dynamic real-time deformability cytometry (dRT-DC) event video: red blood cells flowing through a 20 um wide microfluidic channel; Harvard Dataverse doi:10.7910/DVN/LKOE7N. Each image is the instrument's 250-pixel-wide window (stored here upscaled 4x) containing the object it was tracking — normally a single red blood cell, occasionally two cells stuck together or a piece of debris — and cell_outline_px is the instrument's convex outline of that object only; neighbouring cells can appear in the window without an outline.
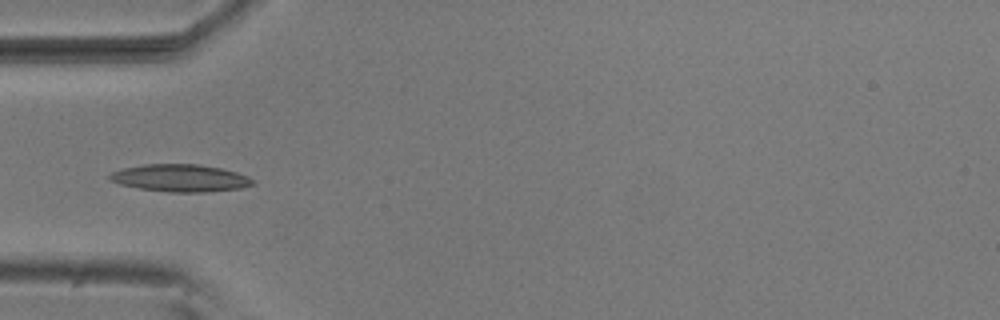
{"species": "common noctule bat (a hibernating species)", "species_latin": "Nyctalus noctula", "temperature_condition": "room temperature", "stored_images_in_passage": 7, "camera_frame_rate_fps": 3000, "um_per_image_px": 0.085, "animal": {"sex": "male", "body_mass_g": 20.5, "forearm_length_mm": 52.5}, "frame": {"image": 1, "passage_image": 5, "time_ms": 1.333, "image_size_px": [1000, 320], "cell_outline_px": [[256, 184], [240, 188], [204, 192], [168, 192], [140, 188], [120, 184], [108, 180], [108, 176], [112, 172], [124, 168], [144, 164], [200, 164], [220, 168], [236, 172], [248, 176], [256, 180]], "centroid_in_image_um": [15.35, 15.13], "position_along_channel_um": 69.7, "area_um2": 22.83}}
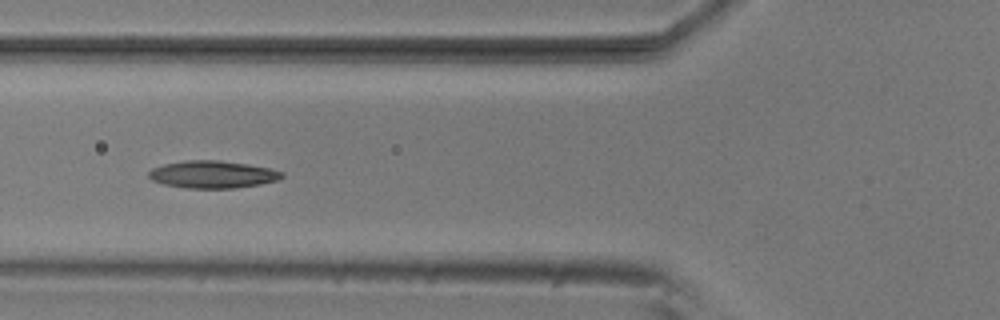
{"frame": {"image": 2, "passage_image": 6, "time_ms": 1.667, "image_size_px": [1000, 320], "cell_outline_px": [[284, 176], [280, 180], [260, 184], [232, 188], [184, 188], [164, 184], [152, 180], [148, 176], [148, 172], [152, 168], [164, 164], [188, 160], [216, 160], [248, 164], [272, 168], [284, 172]], "centroid_in_image_um": [18.1, 14.82], "position_along_channel_um": 107.7, "area_um2": 21.33}}
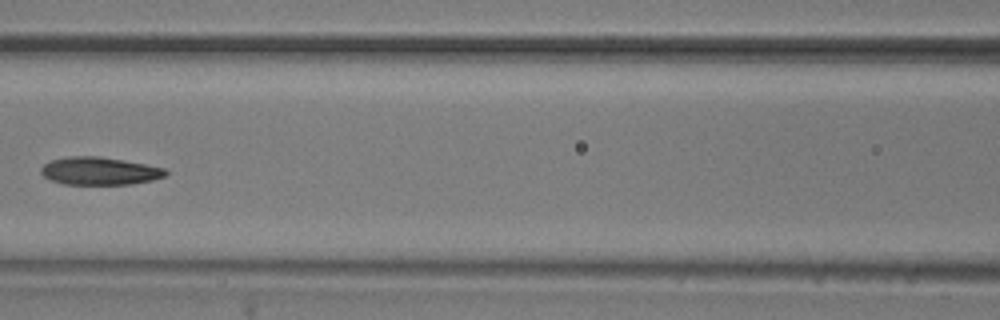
{"frame": {"image": 3, "passage_image": 7, "time_ms": 2.0, "image_size_px": [1000, 320], "cell_outline_px": [[168, 172], [164, 176], [152, 180], [132, 184], [64, 184], [52, 180], [44, 176], [40, 172], [40, 168], [44, 164], [52, 160], [68, 156], [100, 156], [144, 164], [164, 168]], "centroid_in_image_um": [8.44, 14.53], "position_along_channel_um": 158.2, "area_um2": 20.0}}